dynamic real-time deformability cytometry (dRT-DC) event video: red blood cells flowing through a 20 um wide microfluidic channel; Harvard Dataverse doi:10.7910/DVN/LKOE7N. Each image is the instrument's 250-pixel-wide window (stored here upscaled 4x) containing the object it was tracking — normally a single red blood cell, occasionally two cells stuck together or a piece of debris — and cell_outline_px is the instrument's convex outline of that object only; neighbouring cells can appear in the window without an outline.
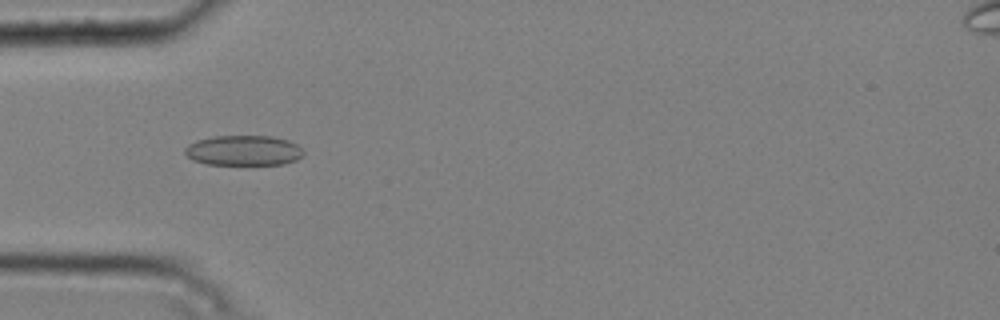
{"species": "common noctule bat (a hibernating species)", "species_latin": "Nyctalus noctula", "temperature_condition": "cold", "stored_images_in_passage": 1, "camera_frame_rate_fps": 3000, "um_per_image_px": 0.085, "animal": {"sex": "male", "body_mass_g": 20.4}, "frame": {"image": 1, "passage_image": 1, "time_ms": 0.0, "image_size_px": [1000, 320], "cell_outline_px": [[304, 152], [296, 160], [284, 164], [208, 164], [192, 160], [184, 152], [184, 148], [188, 144], [196, 140], [216, 136], [272, 136], [288, 140], [296, 144]], "centroid_in_image_um": [20.68, 12.78], "position_along_channel_um": 64.3, "area_um2": 20.75}}